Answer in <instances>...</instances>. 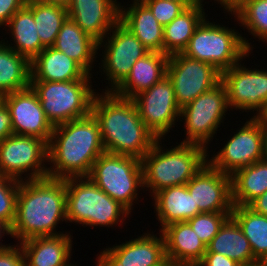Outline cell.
Instances as JSON below:
<instances>
[{"instance_id": "cell-19", "label": "cell", "mask_w": 267, "mask_h": 266, "mask_svg": "<svg viewBox=\"0 0 267 266\" xmlns=\"http://www.w3.org/2000/svg\"><path fill=\"white\" fill-rule=\"evenodd\" d=\"M117 0H69L66 10L86 34L98 43L119 21Z\"/></svg>"}, {"instance_id": "cell-25", "label": "cell", "mask_w": 267, "mask_h": 266, "mask_svg": "<svg viewBox=\"0 0 267 266\" xmlns=\"http://www.w3.org/2000/svg\"><path fill=\"white\" fill-rule=\"evenodd\" d=\"M152 199L160 221V231L171 223L187 221L201 213L186 185L164 188L156 192Z\"/></svg>"}, {"instance_id": "cell-35", "label": "cell", "mask_w": 267, "mask_h": 266, "mask_svg": "<svg viewBox=\"0 0 267 266\" xmlns=\"http://www.w3.org/2000/svg\"><path fill=\"white\" fill-rule=\"evenodd\" d=\"M230 216L231 212L200 213L187 222L207 246Z\"/></svg>"}, {"instance_id": "cell-5", "label": "cell", "mask_w": 267, "mask_h": 266, "mask_svg": "<svg viewBox=\"0 0 267 266\" xmlns=\"http://www.w3.org/2000/svg\"><path fill=\"white\" fill-rule=\"evenodd\" d=\"M65 187L67 221L71 223L112 227L118 222L122 224L131 214L88 176L65 178Z\"/></svg>"}, {"instance_id": "cell-20", "label": "cell", "mask_w": 267, "mask_h": 266, "mask_svg": "<svg viewBox=\"0 0 267 266\" xmlns=\"http://www.w3.org/2000/svg\"><path fill=\"white\" fill-rule=\"evenodd\" d=\"M165 240L166 257L177 266H196L207 251L187 221L174 222L161 231Z\"/></svg>"}, {"instance_id": "cell-27", "label": "cell", "mask_w": 267, "mask_h": 266, "mask_svg": "<svg viewBox=\"0 0 267 266\" xmlns=\"http://www.w3.org/2000/svg\"><path fill=\"white\" fill-rule=\"evenodd\" d=\"M204 0H198L195 4L187 7L163 30V53L171 56L182 53L187 47L195 29L206 18Z\"/></svg>"}, {"instance_id": "cell-32", "label": "cell", "mask_w": 267, "mask_h": 266, "mask_svg": "<svg viewBox=\"0 0 267 266\" xmlns=\"http://www.w3.org/2000/svg\"><path fill=\"white\" fill-rule=\"evenodd\" d=\"M231 217L248 239L253 256L258 261H267V216L255 212L249 206L233 205Z\"/></svg>"}, {"instance_id": "cell-43", "label": "cell", "mask_w": 267, "mask_h": 266, "mask_svg": "<svg viewBox=\"0 0 267 266\" xmlns=\"http://www.w3.org/2000/svg\"><path fill=\"white\" fill-rule=\"evenodd\" d=\"M249 207L255 212L267 216V191L255 199Z\"/></svg>"}, {"instance_id": "cell-7", "label": "cell", "mask_w": 267, "mask_h": 266, "mask_svg": "<svg viewBox=\"0 0 267 266\" xmlns=\"http://www.w3.org/2000/svg\"><path fill=\"white\" fill-rule=\"evenodd\" d=\"M90 80L30 81L45 116L52 126L85 118L91 114L96 90Z\"/></svg>"}, {"instance_id": "cell-6", "label": "cell", "mask_w": 267, "mask_h": 266, "mask_svg": "<svg viewBox=\"0 0 267 266\" xmlns=\"http://www.w3.org/2000/svg\"><path fill=\"white\" fill-rule=\"evenodd\" d=\"M215 23L205 18L195 29L182 53L190 58L211 64L222 73L248 57L254 47L249 40L235 31L236 29L232 30Z\"/></svg>"}, {"instance_id": "cell-16", "label": "cell", "mask_w": 267, "mask_h": 266, "mask_svg": "<svg viewBox=\"0 0 267 266\" xmlns=\"http://www.w3.org/2000/svg\"><path fill=\"white\" fill-rule=\"evenodd\" d=\"M0 99L9 109L13 134L37 137L47 144L50 142L54 127L31 87L5 94Z\"/></svg>"}, {"instance_id": "cell-1", "label": "cell", "mask_w": 267, "mask_h": 266, "mask_svg": "<svg viewBox=\"0 0 267 266\" xmlns=\"http://www.w3.org/2000/svg\"><path fill=\"white\" fill-rule=\"evenodd\" d=\"M67 222L65 179L45 177L20 181L11 237L20 243L39 236H54L60 221Z\"/></svg>"}, {"instance_id": "cell-39", "label": "cell", "mask_w": 267, "mask_h": 266, "mask_svg": "<svg viewBox=\"0 0 267 266\" xmlns=\"http://www.w3.org/2000/svg\"><path fill=\"white\" fill-rule=\"evenodd\" d=\"M27 0H0V27L6 26L11 17L26 4Z\"/></svg>"}, {"instance_id": "cell-24", "label": "cell", "mask_w": 267, "mask_h": 266, "mask_svg": "<svg viewBox=\"0 0 267 266\" xmlns=\"http://www.w3.org/2000/svg\"><path fill=\"white\" fill-rule=\"evenodd\" d=\"M168 59L169 56L164 53L149 51L137 60L130 74L114 93L133 99L136 95L148 90L166 76Z\"/></svg>"}, {"instance_id": "cell-23", "label": "cell", "mask_w": 267, "mask_h": 266, "mask_svg": "<svg viewBox=\"0 0 267 266\" xmlns=\"http://www.w3.org/2000/svg\"><path fill=\"white\" fill-rule=\"evenodd\" d=\"M126 8L119 6V21L129 29L149 50L163 53L164 27L153 16L150 9L141 1L132 0Z\"/></svg>"}, {"instance_id": "cell-38", "label": "cell", "mask_w": 267, "mask_h": 266, "mask_svg": "<svg viewBox=\"0 0 267 266\" xmlns=\"http://www.w3.org/2000/svg\"><path fill=\"white\" fill-rule=\"evenodd\" d=\"M18 245H10L0 252V266H25V255Z\"/></svg>"}, {"instance_id": "cell-26", "label": "cell", "mask_w": 267, "mask_h": 266, "mask_svg": "<svg viewBox=\"0 0 267 266\" xmlns=\"http://www.w3.org/2000/svg\"><path fill=\"white\" fill-rule=\"evenodd\" d=\"M58 51L79 63L89 74L98 54V42L86 34L69 17L63 23L54 45Z\"/></svg>"}, {"instance_id": "cell-15", "label": "cell", "mask_w": 267, "mask_h": 266, "mask_svg": "<svg viewBox=\"0 0 267 266\" xmlns=\"http://www.w3.org/2000/svg\"><path fill=\"white\" fill-rule=\"evenodd\" d=\"M132 100L145 126L157 139H164L162 137L180 119L181 108L176 102L173 84L167 75Z\"/></svg>"}, {"instance_id": "cell-13", "label": "cell", "mask_w": 267, "mask_h": 266, "mask_svg": "<svg viewBox=\"0 0 267 266\" xmlns=\"http://www.w3.org/2000/svg\"><path fill=\"white\" fill-rule=\"evenodd\" d=\"M166 75L173 84L176 102L180 108L221 81V73L211 64L190 58L183 53L169 56Z\"/></svg>"}, {"instance_id": "cell-22", "label": "cell", "mask_w": 267, "mask_h": 266, "mask_svg": "<svg viewBox=\"0 0 267 266\" xmlns=\"http://www.w3.org/2000/svg\"><path fill=\"white\" fill-rule=\"evenodd\" d=\"M72 237L67 232L54 236H39L20 242L25 266H74L70 262Z\"/></svg>"}, {"instance_id": "cell-29", "label": "cell", "mask_w": 267, "mask_h": 266, "mask_svg": "<svg viewBox=\"0 0 267 266\" xmlns=\"http://www.w3.org/2000/svg\"><path fill=\"white\" fill-rule=\"evenodd\" d=\"M6 27L10 28V37L13 38L15 44L8 46L30 62L45 48L41 44L34 22L32 0H27L26 4L11 17Z\"/></svg>"}, {"instance_id": "cell-41", "label": "cell", "mask_w": 267, "mask_h": 266, "mask_svg": "<svg viewBox=\"0 0 267 266\" xmlns=\"http://www.w3.org/2000/svg\"><path fill=\"white\" fill-rule=\"evenodd\" d=\"M13 134L11 117L6 104L0 99V142Z\"/></svg>"}, {"instance_id": "cell-36", "label": "cell", "mask_w": 267, "mask_h": 266, "mask_svg": "<svg viewBox=\"0 0 267 266\" xmlns=\"http://www.w3.org/2000/svg\"><path fill=\"white\" fill-rule=\"evenodd\" d=\"M20 181L0 174V219L12 226L16 216Z\"/></svg>"}, {"instance_id": "cell-8", "label": "cell", "mask_w": 267, "mask_h": 266, "mask_svg": "<svg viewBox=\"0 0 267 266\" xmlns=\"http://www.w3.org/2000/svg\"><path fill=\"white\" fill-rule=\"evenodd\" d=\"M88 177L130 213L139 188H144L141 160L133 156L104 152L93 163Z\"/></svg>"}, {"instance_id": "cell-45", "label": "cell", "mask_w": 267, "mask_h": 266, "mask_svg": "<svg viewBox=\"0 0 267 266\" xmlns=\"http://www.w3.org/2000/svg\"><path fill=\"white\" fill-rule=\"evenodd\" d=\"M263 131V159L267 160V123H262Z\"/></svg>"}, {"instance_id": "cell-17", "label": "cell", "mask_w": 267, "mask_h": 266, "mask_svg": "<svg viewBox=\"0 0 267 266\" xmlns=\"http://www.w3.org/2000/svg\"><path fill=\"white\" fill-rule=\"evenodd\" d=\"M154 234L125 241L100 252L96 266H160L166 260L165 240Z\"/></svg>"}, {"instance_id": "cell-12", "label": "cell", "mask_w": 267, "mask_h": 266, "mask_svg": "<svg viewBox=\"0 0 267 266\" xmlns=\"http://www.w3.org/2000/svg\"><path fill=\"white\" fill-rule=\"evenodd\" d=\"M262 70V71H261ZM242 66L241 61L221 73V82L227 92L228 107L235 110L257 111L252 117H261L267 111V70Z\"/></svg>"}, {"instance_id": "cell-42", "label": "cell", "mask_w": 267, "mask_h": 266, "mask_svg": "<svg viewBox=\"0 0 267 266\" xmlns=\"http://www.w3.org/2000/svg\"><path fill=\"white\" fill-rule=\"evenodd\" d=\"M217 1L223 9L229 14L236 15L251 0H214Z\"/></svg>"}, {"instance_id": "cell-40", "label": "cell", "mask_w": 267, "mask_h": 266, "mask_svg": "<svg viewBox=\"0 0 267 266\" xmlns=\"http://www.w3.org/2000/svg\"><path fill=\"white\" fill-rule=\"evenodd\" d=\"M196 266H242L233 259H230L216 252H205L203 259Z\"/></svg>"}, {"instance_id": "cell-14", "label": "cell", "mask_w": 267, "mask_h": 266, "mask_svg": "<svg viewBox=\"0 0 267 266\" xmlns=\"http://www.w3.org/2000/svg\"><path fill=\"white\" fill-rule=\"evenodd\" d=\"M208 162L232 176L237 170L263 160V131L260 117H251Z\"/></svg>"}, {"instance_id": "cell-31", "label": "cell", "mask_w": 267, "mask_h": 266, "mask_svg": "<svg viewBox=\"0 0 267 266\" xmlns=\"http://www.w3.org/2000/svg\"><path fill=\"white\" fill-rule=\"evenodd\" d=\"M4 41H0V97L29 88L31 78L30 61Z\"/></svg>"}, {"instance_id": "cell-21", "label": "cell", "mask_w": 267, "mask_h": 266, "mask_svg": "<svg viewBox=\"0 0 267 266\" xmlns=\"http://www.w3.org/2000/svg\"><path fill=\"white\" fill-rule=\"evenodd\" d=\"M30 81L91 80L79 63L54 47H45L31 62Z\"/></svg>"}, {"instance_id": "cell-49", "label": "cell", "mask_w": 267, "mask_h": 266, "mask_svg": "<svg viewBox=\"0 0 267 266\" xmlns=\"http://www.w3.org/2000/svg\"><path fill=\"white\" fill-rule=\"evenodd\" d=\"M160 266H177L175 264H173L170 260H166L163 264H161Z\"/></svg>"}, {"instance_id": "cell-46", "label": "cell", "mask_w": 267, "mask_h": 266, "mask_svg": "<svg viewBox=\"0 0 267 266\" xmlns=\"http://www.w3.org/2000/svg\"><path fill=\"white\" fill-rule=\"evenodd\" d=\"M39 2L47 3V4H55V5H61L66 7L69 0H36Z\"/></svg>"}, {"instance_id": "cell-9", "label": "cell", "mask_w": 267, "mask_h": 266, "mask_svg": "<svg viewBox=\"0 0 267 266\" xmlns=\"http://www.w3.org/2000/svg\"><path fill=\"white\" fill-rule=\"evenodd\" d=\"M228 109L226 88L220 81L181 108L180 119L185 120L186 129L182 143L198 144L207 149Z\"/></svg>"}, {"instance_id": "cell-28", "label": "cell", "mask_w": 267, "mask_h": 266, "mask_svg": "<svg viewBox=\"0 0 267 266\" xmlns=\"http://www.w3.org/2000/svg\"><path fill=\"white\" fill-rule=\"evenodd\" d=\"M206 252H216L249 266L258 260L253 256L251 245L238 223L230 216L207 245Z\"/></svg>"}, {"instance_id": "cell-50", "label": "cell", "mask_w": 267, "mask_h": 266, "mask_svg": "<svg viewBox=\"0 0 267 266\" xmlns=\"http://www.w3.org/2000/svg\"><path fill=\"white\" fill-rule=\"evenodd\" d=\"M261 118V123H267V111L266 113L260 117Z\"/></svg>"}, {"instance_id": "cell-4", "label": "cell", "mask_w": 267, "mask_h": 266, "mask_svg": "<svg viewBox=\"0 0 267 266\" xmlns=\"http://www.w3.org/2000/svg\"><path fill=\"white\" fill-rule=\"evenodd\" d=\"M161 140L157 139L141 159L143 186L151 196L167 187L186 185L209 158L208 150L201 145L181 142L164 151Z\"/></svg>"}, {"instance_id": "cell-30", "label": "cell", "mask_w": 267, "mask_h": 266, "mask_svg": "<svg viewBox=\"0 0 267 266\" xmlns=\"http://www.w3.org/2000/svg\"><path fill=\"white\" fill-rule=\"evenodd\" d=\"M232 203L249 206L267 191V160L237 170L231 176Z\"/></svg>"}, {"instance_id": "cell-2", "label": "cell", "mask_w": 267, "mask_h": 266, "mask_svg": "<svg viewBox=\"0 0 267 266\" xmlns=\"http://www.w3.org/2000/svg\"><path fill=\"white\" fill-rule=\"evenodd\" d=\"M103 93L96 92L91 114L98 121L105 152L141 160L157 137L145 126L132 99Z\"/></svg>"}, {"instance_id": "cell-34", "label": "cell", "mask_w": 267, "mask_h": 266, "mask_svg": "<svg viewBox=\"0 0 267 266\" xmlns=\"http://www.w3.org/2000/svg\"><path fill=\"white\" fill-rule=\"evenodd\" d=\"M254 38L267 43V0H251L234 16Z\"/></svg>"}, {"instance_id": "cell-10", "label": "cell", "mask_w": 267, "mask_h": 266, "mask_svg": "<svg viewBox=\"0 0 267 266\" xmlns=\"http://www.w3.org/2000/svg\"><path fill=\"white\" fill-rule=\"evenodd\" d=\"M44 162H48V144L40 138L12 134L0 142L2 176L18 181L45 178L48 168Z\"/></svg>"}, {"instance_id": "cell-3", "label": "cell", "mask_w": 267, "mask_h": 266, "mask_svg": "<svg viewBox=\"0 0 267 266\" xmlns=\"http://www.w3.org/2000/svg\"><path fill=\"white\" fill-rule=\"evenodd\" d=\"M105 152L98 121L89 116L54 126L48 143V177L88 176ZM50 162V163H49Z\"/></svg>"}, {"instance_id": "cell-48", "label": "cell", "mask_w": 267, "mask_h": 266, "mask_svg": "<svg viewBox=\"0 0 267 266\" xmlns=\"http://www.w3.org/2000/svg\"><path fill=\"white\" fill-rule=\"evenodd\" d=\"M249 266H267V261H257Z\"/></svg>"}, {"instance_id": "cell-37", "label": "cell", "mask_w": 267, "mask_h": 266, "mask_svg": "<svg viewBox=\"0 0 267 266\" xmlns=\"http://www.w3.org/2000/svg\"><path fill=\"white\" fill-rule=\"evenodd\" d=\"M141 2L150 9L153 16L163 27L186 9L182 3L169 0H146Z\"/></svg>"}, {"instance_id": "cell-18", "label": "cell", "mask_w": 267, "mask_h": 266, "mask_svg": "<svg viewBox=\"0 0 267 266\" xmlns=\"http://www.w3.org/2000/svg\"><path fill=\"white\" fill-rule=\"evenodd\" d=\"M186 186L201 213L232 212L231 176L215 169L208 161Z\"/></svg>"}, {"instance_id": "cell-33", "label": "cell", "mask_w": 267, "mask_h": 266, "mask_svg": "<svg viewBox=\"0 0 267 266\" xmlns=\"http://www.w3.org/2000/svg\"><path fill=\"white\" fill-rule=\"evenodd\" d=\"M32 13L41 44L44 47H52L68 18L66 7L32 0Z\"/></svg>"}, {"instance_id": "cell-47", "label": "cell", "mask_w": 267, "mask_h": 266, "mask_svg": "<svg viewBox=\"0 0 267 266\" xmlns=\"http://www.w3.org/2000/svg\"><path fill=\"white\" fill-rule=\"evenodd\" d=\"M138 1H146V0H138ZM169 1L180 2L187 8L195 4L198 0H169Z\"/></svg>"}, {"instance_id": "cell-11", "label": "cell", "mask_w": 267, "mask_h": 266, "mask_svg": "<svg viewBox=\"0 0 267 266\" xmlns=\"http://www.w3.org/2000/svg\"><path fill=\"white\" fill-rule=\"evenodd\" d=\"M111 30L108 36L106 35L104 40L98 43V50L104 45L101 70L104 71L103 74L105 73L106 80L109 81V87L111 86V88L107 86L105 92H114L130 74L137 60L149 52L120 21Z\"/></svg>"}, {"instance_id": "cell-44", "label": "cell", "mask_w": 267, "mask_h": 266, "mask_svg": "<svg viewBox=\"0 0 267 266\" xmlns=\"http://www.w3.org/2000/svg\"><path fill=\"white\" fill-rule=\"evenodd\" d=\"M4 234L12 235L11 234V227L8 226L5 222L0 219V239L4 236ZM9 245H3L2 242L0 243V252L9 247Z\"/></svg>"}]
</instances>
